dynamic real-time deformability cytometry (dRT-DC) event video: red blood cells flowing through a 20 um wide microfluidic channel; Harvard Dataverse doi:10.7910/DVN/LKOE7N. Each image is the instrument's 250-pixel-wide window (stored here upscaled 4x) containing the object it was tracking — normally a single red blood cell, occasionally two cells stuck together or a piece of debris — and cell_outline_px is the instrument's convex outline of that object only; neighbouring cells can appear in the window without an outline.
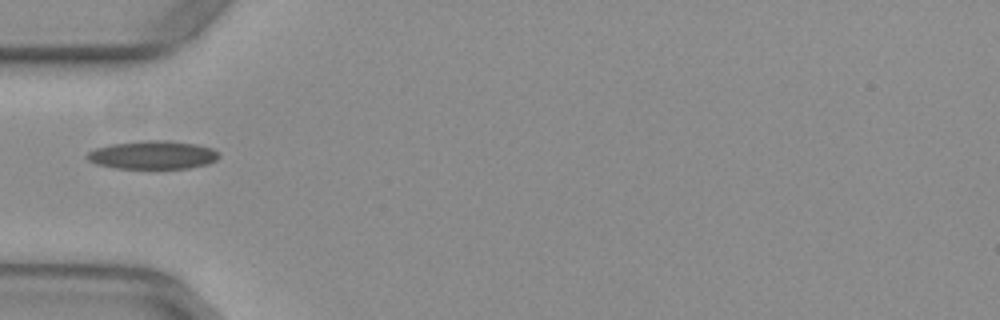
{"species": "common noctule bat (a hibernating species)", "species_latin": "Nyctalus noctula", "temperature_condition": "warm", "stored_images_in_passage": 34, "camera_frame_rate_fps": 3000, "um_per_image_px": 0.085, "animal": {"sex": "female", "body_mass_g": 29.2, "forearm_length_mm": 56.3}, "frame": {"image": 1, "passage_image": 1, "time_ms": 0.0, "image_size_px": [1000, 320], "cell_outline_px": [[220, 156], [216, 160], [208, 164], [188, 168], [116, 168], [96, 164], [88, 160], [84, 156], [88, 152], [96, 148], [112, 144], [144, 140], [168, 140], [196, 144], [212, 148]], "centroid_in_image_um": [12.97, 13.17], "position_along_channel_um": 72.0, "area_um2": 21.73}}
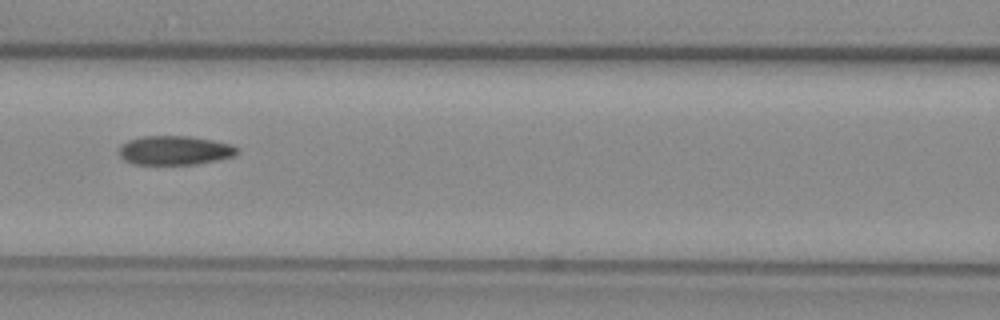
{"frame": {"image": 2, "passage_image": 7, "time_ms": 2.0, "image_size_px": [1000, 320], "cell_outline_px": [[236, 152], [232, 156], [216, 160], [196, 164], [132, 164], [124, 160], [120, 156], [120, 144], [128, 140], [140, 136], [188, 136], [212, 140], [232, 144], [236, 148]], "centroid_in_image_um": [14.79, 12.77], "position_along_channel_um": 151.8, "area_um2": 19.88}}
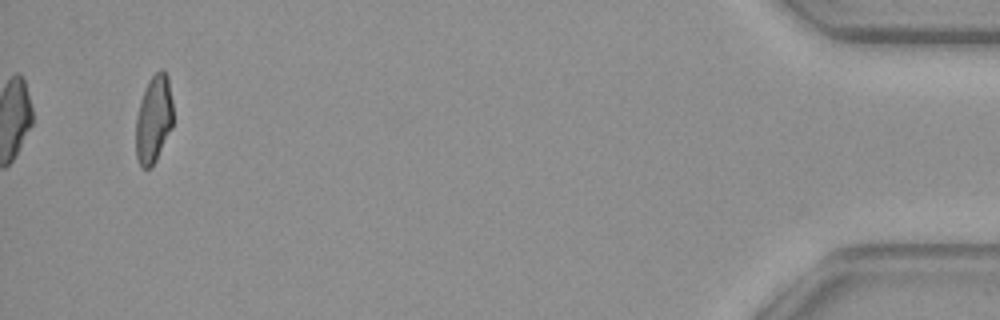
{"frame": {"image": 3, "passage_image": 34, "time_ms": 11.0, "image_size_px": [1000, 320], "cell_outline_px": [[172, 128], [152, 168], [140, 168], [136, 156], [136, 116], [140, 100], [144, 88], [148, 80], [160, 68], [164, 68], [168, 76], [172, 100]], "centroid_in_image_um": [13.05, 10.11], "position_along_channel_um": 422.1, "area_um2": 19.36}, "authors_computed_cell_mechanics": {"area_um2": 20.0855, "velocity_mm_per_s": 3.9488, "shape_relaxation_time_tau1_ms": null, "shape_relaxation_time_tau2_ms": 2.2245, "deformation_change_tau1": null, "deformation_change_tau2": 0.0763}}